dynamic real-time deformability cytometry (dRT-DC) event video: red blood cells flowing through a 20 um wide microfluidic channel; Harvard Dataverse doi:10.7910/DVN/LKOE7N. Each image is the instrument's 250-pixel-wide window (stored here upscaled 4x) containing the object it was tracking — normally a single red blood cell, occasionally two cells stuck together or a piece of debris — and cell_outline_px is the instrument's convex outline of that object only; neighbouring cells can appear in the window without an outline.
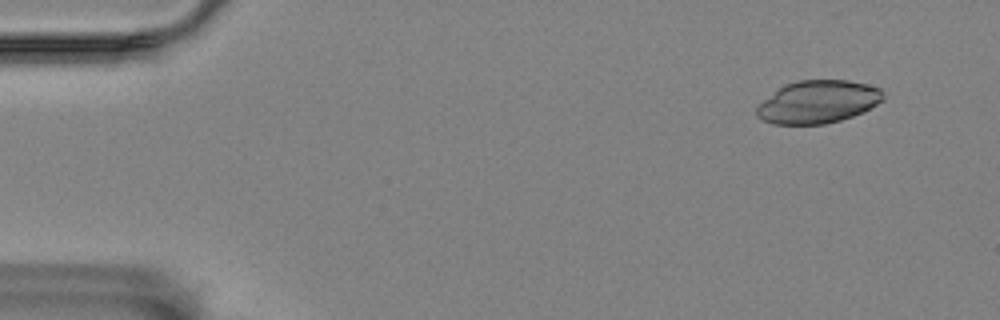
{"species": "Egyptian fruit bat (a non-hibernating species)", "species_latin": "Rousettus aegyptiacus", "temperature_condition": "room temperature", "stored_images_in_passage": 5, "camera_frame_rate_fps": 3000, "um_per_image_px": 0.085, "animal": {"sex": "female"}, "frame": {"image": 1, "passage_image": 2, "time_ms": 1.0, "image_size_px": [1000, 320], "cell_outline_px": [[884, 100], [864, 112], [840, 120], [824, 124], [772, 124], [760, 120], [756, 116], [756, 108], [764, 100], [784, 84], [796, 80], [848, 80], [868, 84], [880, 88], [884, 96]], "centroid_in_image_um": [69.53, 8.66], "position_along_channel_um": 15.5, "area_um2": 31.67}}
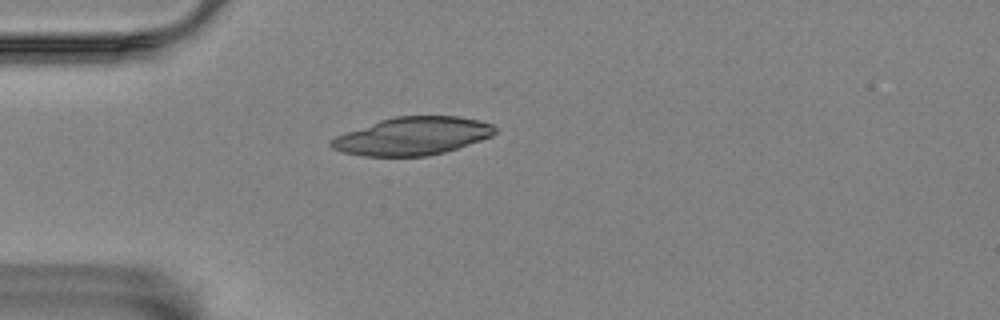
{"frame": {"image": 2, "passage_image": 5, "time_ms": 4.667, "image_size_px": [1000, 320], "cell_outline_px": [[496, 132], [492, 136], [444, 152], [428, 156], [364, 156], [344, 152], [332, 148], [328, 144], [328, 140], [336, 136], [380, 120], [396, 116], [460, 116], [492, 124], [496, 128]], "centroid_in_image_um": [35.05, 11.57], "position_along_channel_um": 50.0, "area_um2": 35.89}}